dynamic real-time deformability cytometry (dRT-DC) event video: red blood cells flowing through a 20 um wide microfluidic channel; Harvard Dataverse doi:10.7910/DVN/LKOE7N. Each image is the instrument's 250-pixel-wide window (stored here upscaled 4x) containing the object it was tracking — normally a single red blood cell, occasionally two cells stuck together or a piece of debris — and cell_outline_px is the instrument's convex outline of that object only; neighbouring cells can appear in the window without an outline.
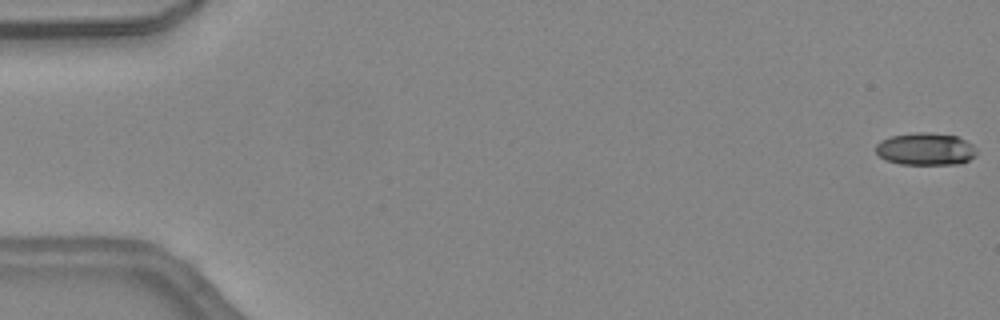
{"species": "common noctule bat (a hibernating species)", "species_latin": "Nyctalus noctula", "temperature_condition": "warm", "stored_images_in_passage": 46, "camera_frame_rate_fps": 3000, "um_per_image_px": 0.085, "animal": {"sex": "female", "body_mass_g": 24.6, "forearm_length_mm": 56.2}, "frame": {"image": 1, "passage_image": 1, "time_ms": 0.0, "image_size_px": [1000, 320], "cell_outline_px": [[976, 156], [960, 164], [900, 164], [884, 160], [876, 152], [876, 144], [880, 140], [892, 136], [916, 132], [928, 132], [956, 136], [972, 144], [976, 152]], "centroid_in_image_um": [78.65, 12.67], "position_along_channel_um": 6.4, "area_um2": 19.02}}
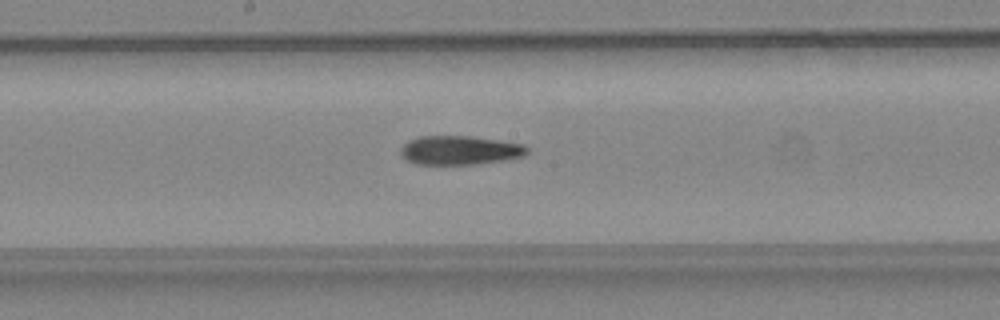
{"frame": {"image": 2, "passage_image": 25, "time_ms": 8.0, "image_size_px": [1000, 320], "cell_outline_px": [[528, 152], [524, 156], [504, 160], [476, 164], [416, 164], [408, 160], [400, 152], [400, 148], [408, 140], [420, 136], [472, 136], [500, 140], [524, 144], [528, 148]], "centroid_in_image_um": [39.11, 12.76], "position_along_channel_um": 209.1, "area_um2": 21.39}}
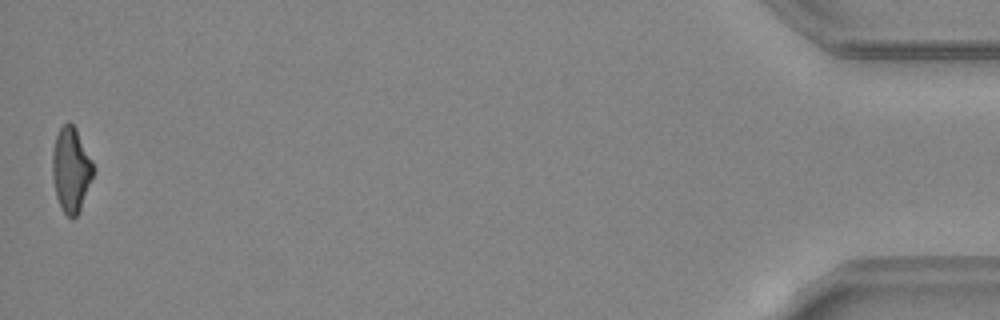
{"frame": {"image": 3, "passage_image": 46, "time_ms": 15.0, "image_size_px": [1000, 320], "cell_outline_px": [[92, 176], [80, 208], [76, 216], [72, 220], [64, 212], [56, 196], [52, 176], [52, 152], [56, 136], [60, 128], [68, 120], [76, 128], [92, 160]], "centroid_in_image_um": [6.01, 14.39], "position_along_channel_um": 429.2, "area_um2": 19.77}, "authors_computed_cell_mechanics": {"area_um2": 21.0392, "velocity_mm_per_s": 4.5295, "shape_relaxation_time_tau1_ms": 7.645, "shape_relaxation_time_tau2_ms": 3.8482, "deformation_change_tau1": 0.2404, "deformation_change_tau2": 0.1491}}